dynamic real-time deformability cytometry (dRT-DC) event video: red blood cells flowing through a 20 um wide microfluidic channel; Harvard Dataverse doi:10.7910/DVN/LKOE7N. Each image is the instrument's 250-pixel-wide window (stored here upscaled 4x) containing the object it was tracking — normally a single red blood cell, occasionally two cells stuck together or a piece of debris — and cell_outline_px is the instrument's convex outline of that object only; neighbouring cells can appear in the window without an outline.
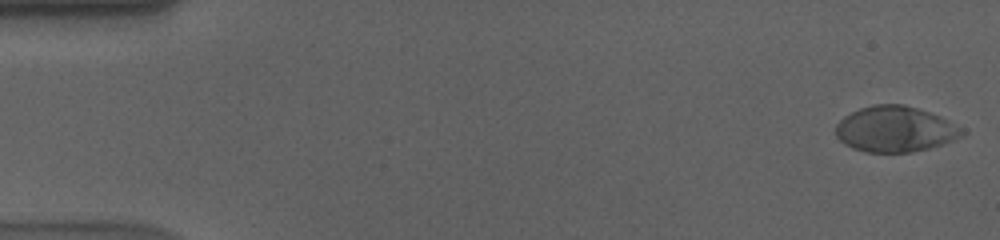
{"species": "human", "species_latin": "Homo sapiens", "temperature_condition": "cold", "stored_images_in_passage": 57, "camera_frame_rate_fps": 3000, "um_per_image_px": 0.085, "donor": {"sex": "male"}, "frame": {"image": 1, "passage_image": 1, "time_ms": 0.0, "image_size_px": [1000, 240], "cell_outline_px": [[968, 132], [952, 140], [928, 148], [912, 152], [864, 152], [852, 148], [844, 144], [836, 136], [836, 124], [844, 116], [860, 108], [872, 104], [904, 104], [940, 116], [964, 128]], "centroid_in_image_um": [76.07, 10.97], "position_along_channel_um": 8.9, "area_um2": 33.64}}
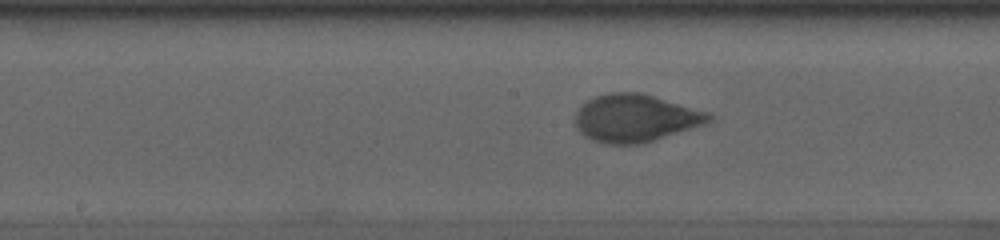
{"frame": {"image": 2, "passage_image": 29, "time_ms": 9.333, "image_size_px": [1000, 240], "cell_outline_px": [[712, 120], [708, 124], [644, 144], [604, 144], [592, 140], [584, 136], [576, 128], [572, 120], [572, 116], [576, 108], [580, 104], [596, 96], [608, 92], [640, 92], [712, 112]], "centroid_in_image_um": [54.0, 10.05], "position_along_channel_um": 194.2, "area_um2": 38.26}}
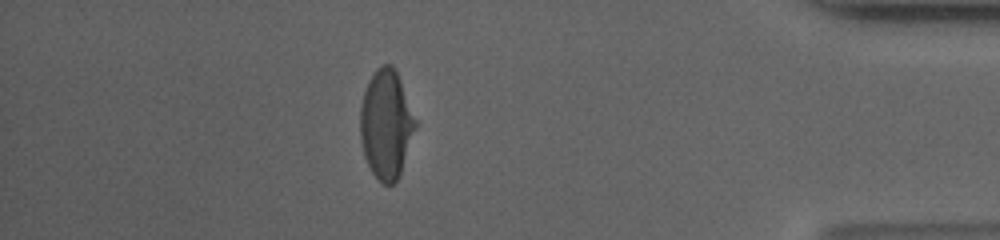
{"frame": {"image": 3, "passage_image": 50, "time_ms": 16.333, "image_size_px": [1000, 240], "cell_outline_px": [[416, 124], [400, 176], [392, 184], [384, 184], [372, 172], [364, 156], [360, 140], [360, 108], [364, 92], [368, 80], [376, 68], [380, 64], [392, 64], [400, 80], [416, 120]], "centroid_in_image_um": [32.8, 10.55], "position_along_channel_um": 402.4, "area_um2": 34.74}, "authors_computed_cell_mechanics": {"area_um2": 36.1828, "velocity_mm_per_s": 3.5619, "shape_relaxation_time_tau1_ms": 5.6316, "shape_relaxation_time_tau2_ms": null, "deformation_change_tau1": 0.2115, "deformation_change_tau2": null}}